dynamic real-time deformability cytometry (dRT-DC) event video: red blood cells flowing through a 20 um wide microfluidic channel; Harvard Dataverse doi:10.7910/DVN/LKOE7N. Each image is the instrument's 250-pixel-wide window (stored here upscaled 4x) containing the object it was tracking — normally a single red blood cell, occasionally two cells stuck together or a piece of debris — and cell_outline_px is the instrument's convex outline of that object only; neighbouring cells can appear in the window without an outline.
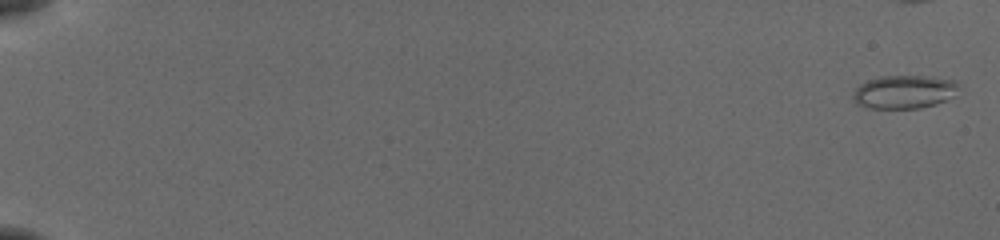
{"species": "common noctule bat (a hibernating species)", "species_latin": "Nyctalus noctula", "temperature_condition": "cold", "stored_images_in_passage": 47, "camera_frame_rate_fps": 3000, "um_per_image_px": 0.085, "animal": {"sex": "female", "body_mass_g": 19.5, "forearm_length_mm": 54.1}, "frame": {"image": 1, "passage_image": 2, "time_ms": 0.333, "image_size_px": [1000, 240], "cell_outline_px": [[956, 84], [952, 96], [936, 104], [920, 108], [864, 108], [856, 104], [852, 100], [852, 96], [856, 88], [860, 84], [868, 80], [880, 76], [932, 76], [956, 80]], "centroid_in_image_um": [76.77, 7.81], "position_along_channel_um": 8.2, "area_um2": 20.46}}
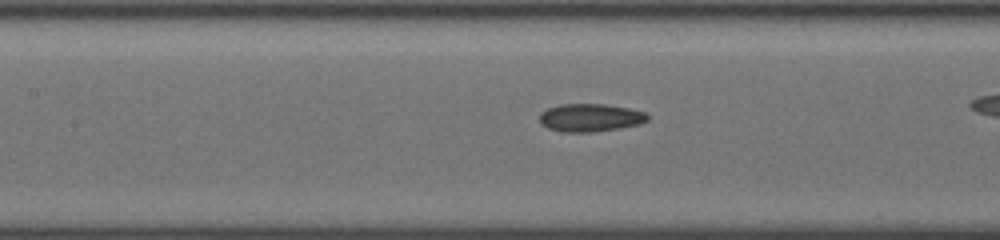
{"frame": {"image": 2, "passage_image": 29, "time_ms": 9.333, "image_size_px": [1000, 240], "cell_outline_px": [[648, 120], [640, 124], [620, 128], [596, 132], [560, 132], [548, 128], [540, 124], [540, 112], [548, 108], [560, 104], [604, 104], [628, 108], [644, 112], [648, 116]], "centroid_in_image_um": [50.15, 10.01], "position_along_channel_um": 157.3, "area_um2": 17.69}}
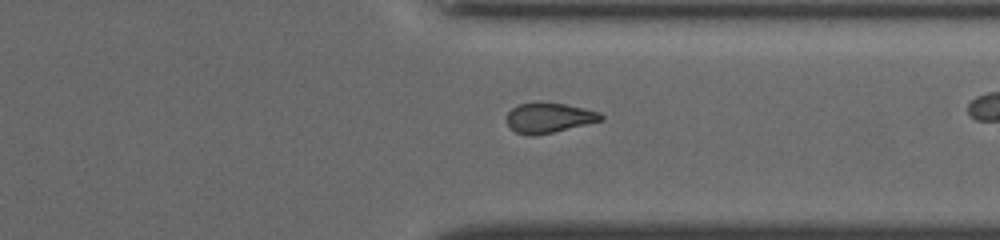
{"frame": {"image": 3, "passage_image": 45, "time_ms": 14.667, "image_size_px": [1000, 240], "cell_outline_px": [[604, 120], [536, 136], [528, 136], [516, 132], [508, 124], [508, 112], [512, 108], [520, 104], [540, 100], [564, 104], [584, 108], [600, 112], [604, 116]], "centroid_in_image_um": [46.68, 9.99], "position_along_channel_um": 364.7, "area_um2": 16.7}}